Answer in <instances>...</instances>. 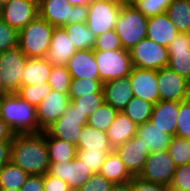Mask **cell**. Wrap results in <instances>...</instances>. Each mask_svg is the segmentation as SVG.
I'll use <instances>...</instances> for the list:
<instances>
[{"instance_id": "cell-27", "label": "cell", "mask_w": 190, "mask_h": 191, "mask_svg": "<svg viewBox=\"0 0 190 191\" xmlns=\"http://www.w3.org/2000/svg\"><path fill=\"white\" fill-rule=\"evenodd\" d=\"M99 173L113 184L124 183L133 179L115 150L107 154Z\"/></svg>"}, {"instance_id": "cell-2", "label": "cell", "mask_w": 190, "mask_h": 191, "mask_svg": "<svg viewBox=\"0 0 190 191\" xmlns=\"http://www.w3.org/2000/svg\"><path fill=\"white\" fill-rule=\"evenodd\" d=\"M0 117L14 134L43 131L37 122V108L22 100L16 93L0 97Z\"/></svg>"}, {"instance_id": "cell-16", "label": "cell", "mask_w": 190, "mask_h": 191, "mask_svg": "<svg viewBox=\"0 0 190 191\" xmlns=\"http://www.w3.org/2000/svg\"><path fill=\"white\" fill-rule=\"evenodd\" d=\"M129 78L134 96L152 104L159 101L157 70L133 67Z\"/></svg>"}, {"instance_id": "cell-40", "label": "cell", "mask_w": 190, "mask_h": 191, "mask_svg": "<svg viewBox=\"0 0 190 191\" xmlns=\"http://www.w3.org/2000/svg\"><path fill=\"white\" fill-rule=\"evenodd\" d=\"M173 0H135L131 5L147 18L165 13Z\"/></svg>"}, {"instance_id": "cell-11", "label": "cell", "mask_w": 190, "mask_h": 191, "mask_svg": "<svg viewBox=\"0 0 190 191\" xmlns=\"http://www.w3.org/2000/svg\"><path fill=\"white\" fill-rule=\"evenodd\" d=\"M176 165L168 150L150 153L139 178L143 181L161 185H169Z\"/></svg>"}, {"instance_id": "cell-56", "label": "cell", "mask_w": 190, "mask_h": 191, "mask_svg": "<svg viewBox=\"0 0 190 191\" xmlns=\"http://www.w3.org/2000/svg\"><path fill=\"white\" fill-rule=\"evenodd\" d=\"M7 93L8 92L3 88V83H2L1 77H0V97Z\"/></svg>"}, {"instance_id": "cell-39", "label": "cell", "mask_w": 190, "mask_h": 191, "mask_svg": "<svg viewBox=\"0 0 190 191\" xmlns=\"http://www.w3.org/2000/svg\"><path fill=\"white\" fill-rule=\"evenodd\" d=\"M71 76L67 66H52V71L48 79V84L52 90L63 94H69L71 85Z\"/></svg>"}, {"instance_id": "cell-37", "label": "cell", "mask_w": 190, "mask_h": 191, "mask_svg": "<svg viewBox=\"0 0 190 191\" xmlns=\"http://www.w3.org/2000/svg\"><path fill=\"white\" fill-rule=\"evenodd\" d=\"M51 88L48 83L21 86L16 94L30 105L38 107L43 99L49 94Z\"/></svg>"}, {"instance_id": "cell-48", "label": "cell", "mask_w": 190, "mask_h": 191, "mask_svg": "<svg viewBox=\"0 0 190 191\" xmlns=\"http://www.w3.org/2000/svg\"><path fill=\"white\" fill-rule=\"evenodd\" d=\"M132 191H166V186L141 180L139 177L132 179Z\"/></svg>"}, {"instance_id": "cell-31", "label": "cell", "mask_w": 190, "mask_h": 191, "mask_svg": "<svg viewBox=\"0 0 190 191\" xmlns=\"http://www.w3.org/2000/svg\"><path fill=\"white\" fill-rule=\"evenodd\" d=\"M46 144L49 162H70L76 157V146L67 141L46 136Z\"/></svg>"}, {"instance_id": "cell-55", "label": "cell", "mask_w": 190, "mask_h": 191, "mask_svg": "<svg viewBox=\"0 0 190 191\" xmlns=\"http://www.w3.org/2000/svg\"><path fill=\"white\" fill-rule=\"evenodd\" d=\"M118 3L122 5H130L132 4L135 0H116Z\"/></svg>"}, {"instance_id": "cell-14", "label": "cell", "mask_w": 190, "mask_h": 191, "mask_svg": "<svg viewBox=\"0 0 190 191\" xmlns=\"http://www.w3.org/2000/svg\"><path fill=\"white\" fill-rule=\"evenodd\" d=\"M38 15V0H13L3 5L0 18L20 31Z\"/></svg>"}, {"instance_id": "cell-44", "label": "cell", "mask_w": 190, "mask_h": 191, "mask_svg": "<svg viewBox=\"0 0 190 191\" xmlns=\"http://www.w3.org/2000/svg\"><path fill=\"white\" fill-rule=\"evenodd\" d=\"M19 31L0 18V53L18 45Z\"/></svg>"}, {"instance_id": "cell-36", "label": "cell", "mask_w": 190, "mask_h": 191, "mask_svg": "<svg viewBox=\"0 0 190 191\" xmlns=\"http://www.w3.org/2000/svg\"><path fill=\"white\" fill-rule=\"evenodd\" d=\"M92 93H103V82L101 80L72 79L69 99H75Z\"/></svg>"}, {"instance_id": "cell-29", "label": "cell", "mask_w": 190, "mask_h": 191, "mask_svg": "<svg viewBox=\"0 0 190 191\" xmlns=\"http://www.w3.org/2000/svg\"><path fill=\"white\" fill-rule=\"evenodd\" d=\"M63 28L76 50L93 49L97 36L88 29L86 23L66 24Z\"/></svg>"}, {"instance_id": "cell-19", "label": "cell", "mask_w": 190, "mask_h": 191, "mask_svg": "<svg viewBox=\"0 0 190 191\" xmlns=\"http://www.w3.org/2000/svg\"><path fill=\"white\" fill-rule=\"evenodd\" d=\"M66 66L72 79L100 80L93 49L77 50Z\"/></svg>"}, {"instance_id": "cell-5", "label": "cell", "mask_w": 190, "mask_h": 191, "mask_svg": "<svg viewBox=\"0 0 190 191\" xmlns=\"http://www.w3.org/2000/svg\"><path fill=\"white\" fill-rule=\"evenodd\" d=\"M148 18L135 7L122 5L115 31L124 49L130 51L134 45L146 38Z\"/></svg>"}, {"instance_id": "cell-20", "label": "cell", "mask_w": 190, "mask_h": 191, "mask_svg": "<svg viewBox=\"0 0 190 191\" xmlns=\"http://www.w3.org/2000/svg\"><path fill=\"white\" fill-rule=\"evenodd\" d=\"M63 27H54L51 44L45 59L52 65L66 66L76 52Z\"/></svg>"}, {"instance_id": "cell-53", "label": "cell", "mask_w": 190, "mask_h": 191, "mask_svg": "<svg viewBox=\"0 0 190 191\" xmlns=\"http://www.w3.org/2000/svg\"><path fill=\"white\" fill-rule=\"evenodd\" d=\"M93 0H67V3L71 5H86L88 6Z\"/></svg>"}, {"instance_id": "cell-23", "label": "cell", "mask_w": 190, "mask_h": 191, "mask_svg": "<svg viewBox=\"0 0 190 191\" xmlns=\"http://www.w3.org/2000/svg\"><path fill=\"white\" fill-rule=\"evenodd\" d=\"M179 32L166 13L148 18L146 38L168 47Z\"/></svg>"}, {"instance_id": "cell-26", "label": "cell", "mask_w": 190, "mask_h": 191, "mask_svg": "<svg viewBox=\"0 0 190 191\" xmlns=\"http://www.w3.org/2000/svg\"><path fill=\"white\" fill-rule=\"evenodd\" d=\"M136 135L141 138L149 152L168 150L172 136L153 126L151 122H146L137 127Z\"/></svg>"}, {"instance_id": "cell-7", "label": "cell", "mask_w": 190, "mask_h": 191, "mask_svg": "<svg viewBox=\"0 0 190 191\" xmlns=\"http://www.w3.org/2000/svg\"><path fill=\"white\" fill-rule=\"evenodd\" d=\"M88 117L76 109L70 101L62 116L44 130L45 136H52L77 146L79 134Z\"/></svg>"}, {"instance_id": "cell-58", "label": "cell", "mask_w": 190, "mask_h": 191, "mask_svg": "<svg viewBox=\"0 0 190 191\" xmlns=\"http://www.w3.org/2000/svg\"><path fill=\"white\" fill-rule=\"evenodd\" d=\"M1 1V3L3 4V5H5V4H7V3H9L10 1H13V0H0Z\"/></svg>"}, {"instance_id": "cell-59", "label": "cell", "mask_w": 190, "mask_h": 191, "mask_svg": "<svg viewBox=\"0 0 190 191\" xmlns=\"http://www.w3.org/2000/svg\"><path fill=\"white\" fill-rule=\"evenodd\" d=\"M2 9H3V4L0 1V16H1V13H2Z\"/></svg>"}, {"instance_id": "cell-21", "label": "cell", "mask_w": 190, "mask_h": 191, "mask_svg": "<svg viewBox=\"0 0 190 191\" xmlns=\"http://www.w3.org/2000/svg\"><path fill=\"white\" fill-rule=\"evenodd\" d=\"M179 112V101L159 100L153 106L149 122L170 136L176 135V120Z\"/></svg>"}, {"instance_id": "cell-57", "label": "cell", "mask_w": 190, "mask_h": 191, "mask_svg": "<svg viewBox=\"0 0 190 191\" xmlns=\"http://www.w3.org/2000/svg\"><path fill=\"white\" fill-rule=\"evenodd\" d=\"M0 191H20L19 189H0Z\"/></svg>"}, {"instance_id": "cell-42", "label": "cell", "mask_w": 190, "mask_h": 191, "mask_svg": "<svg viewBox=\"0 0 190 191\" xmlns=\"http://www.w3.org/2000/svg\"><path fill=\"white\" fill-rule=\"evenodd\" d=\"M175 136L186 139L190 138V98L179 101Z\"/></svg>"}, {"instance_id": "cell-54", "label": "cell", "mask_w": 190, "mask_h": 191, "mask_svg": "<svg viewBox=\"0 0 190 191\" xmlns=\"http://www.w3.org/2000/svg\"><path fill=\"white\" fill-rule=\"evenodd\" d=\"M166 191H187V190H184L182 188L175 187L169 184V185H166Z\"/></svg>"}, {"instance_id": "cell-25", "label": "cell", "mask_w": 190, "mask_h": 191, "mask_svg": "<svg viewBox=\"0 0 190 191\" xmlns=\"http://www.w3.org/2000/svg\"><path fill=\"white\" fill-rule=\"evenodd\" d=\"M52 66L45 58H27L22 74L21 86L47 83Z\"/></svg>"}, {"instance_id": "cell-6", "label": "cell", "mask_w": 190, "mask_h": 191, "mask_svg": "<svg viewBox=\"0 0 190 191\" xmlns=\"http://www.w3.org/2000/svg\"><path fill=\"white\" fill-rule=\"evenodd\" d=\"M98 65L100 80L105 83L110 80L128 77L133 65L130 52L124 48L110 51H94Z\"/></svg>"}, {"instance_id": "cell-38", "label": "cell", "mask_w": 190, "mask_h": 191, "mask_svg": "<svg viewBox=\"0 0 190 191\" xmlns=\"http://www.w3.org/2000/svg\"><path fill=\"white\" fill-rule=\"evenodd\" d=\"M76 157L92 171L93 174L99 173L107 154L113 150H87L86 148H76Z\"/></svg>"}, {"instance_id": "cell-34", "label": "cell", "mask_w": 190, "mask_h": 191, "mask_svg": "<svg viewBox=\"0 0 190 191\" xmlns=\"http://www.w3.org/2000/svg\"><path fill=\"white\" fill-rule=\"evenodd\" d=\"M118 112L117 109L104 102L88 117L87 124L100 131L107 132Z\"/></svg>"}, {"instance_id": "cell-43", "label": "cell", "mask_w": 190, "mask_h": 191, "mask_svg": "<svg viewBox=\"0 0 190 191\" xmlns=\"http://www.w3.org/2000/svg\"><path fill=\"white\" fill-rule=\"evenodd\" d=\"M122 48L123 47L115 29L97 36L95 45L93 46L94 51H110Z\"/></svg>"}, {"instance_id": "cell-35", "label": "cell", "mask_w": 190, "mask_h": 191, "mask_svg": "<svg viewBox=\"0 0 190 191\" xmlns=\"http://www.w3.org/2000/svg\"><path fill=\"white\" fill-rule=\"evenodd\" d=\"M168 152L176 167L190 164V141L186 138L174 136L168 146Z\"/></svg>"}, {"instance_id": "cell-13", "label": "cell", "mask_w": 190, "mask_h": 191, "mask_svg": "<svg viewBox=\"0 0 190 191\" xmlns=\"http://www.w3.org/2000/svg\"><path fill=\"white\" fill-rule=\"evenodd\" d=\"M48 173L65 181L72 191H77L93 175L89 166L77 157L70 162H50Z\"/></svg>"}, {"instance_id": "cell-18", "label": "cell", "mask_w": 190, "mask_h": 191, "mask_svg": "<svg viewBox=\"0 0 190 191\" xmlns=\"http://www.w3.org/2000/svg\"><path fill=\"white\" fill-rule=\"evenodd\" d=\"M167 48L168 67L190 81V33H179Z\"/></svg>"}, {"instance_id": "cell-52", "label": "cell", "mask_w": 190, "mask_h": 191, "mask_svg": "<svg viewBox=\"0 0 190 191\" xmlns=\"http://www.w3.org/2000/svg\"><path fill=\"white\" fill-rule=\"evenodd\" d=\"M109 191H132V180L124 183H114Z\"/></svg>"}, {"instance_id": "cell-49", "label": "cell", "mask_w": 190, "mask_h": 191, "mask_svg": "<svg viewBox=\"0 0 190 191\" xmlns=\"http://www.w3.org/2000/svg\"><path fill=\"white\" fill-rule=\"evenodd\" d=\"M20 191H44L43 175H29Z\"/></svg>"}, {"instance_id": "cell-24", "label": "cell", "mask_w": 190, "mask_h": 191, "mask_svg": "<svg viewBox=\"0 0 190 191\" xmlns=\"http://www.w3.org/2000/svg\"><path fill=\"white\" fill-rule=\"evenodd\" d=\"M137 125L122 111H119L107 131L113 150L136 135Z\"/></svg>"}, {"instance_id": "cell-3", "label": "cell", "mask_w": 190, "mask_h": 191, "mask_svg": "<svg viewBox=\"0 0 190 191\" xmlns=\"http://www.w3.org/2000/svg\"><path fill=\"white\" fill-rule=\"evenodd\" d=\"M54 27L39 15L19 31L18 46L27 58H45Z\"/></svg>"}, {"instance_id": "cell-12", "label": "cell", "mask_w": 190, "mask_h": 191, "mask_svg": "<svg viewBox=\"0 0 190 191\" xmlns=\"http://www.w3.org/2000/svg\"><path fill=\"white\" fill-rule=\"evenodd\" d=\"M159 100L184 101L190 97V81L168 66L157 70Z\"/></svg>"}, {"instance_id": "cell-32", "label": "cell", "mask_w": 190, "mask_h": 191, "mask_svg": "<svg viewBox=\"0 0 190 191\" xmlns=\"http://www.w3.org/2000/svg\"><path fill=\"white\" fill-rule=\"evenodd\" d=\"M29 174L11 161L0 168V189H19Z\"/></svg>"}, {"instance_id": "cell-45", "label": "cell", "mask_w": 190, "mask_h": 191, "mask_svg": "<svg viewBox=\"0 0 190 191\" xmlns=\"http://www.w3.org/2000/svg\"><path fill=\"white\" fill-rule=\"evenodd\" d=\"M112 185L100 173H95L77 191H109Z\"/></svg>"}, {"instance_id": "cell-17", "label": "cell", "mask_w": 190, "mask_h": 191, "mask_svg": "<svg viewBox=\"0 0 190 191\" xmlns=\"http://www.w3.org/2000/svg\"><path fill=\"white\" fill-rule=\"evenodd\" d=\"M68 94H63L55 90H50L49 94L37 107V122L44 131L65 112L69 105Z\"/></svg>"}, {"instance_id": "cell-28", "label": "cell", "mask_w": 190, "mask_h": 191, "mask_svg": "<svg viewBox=\"0 0 190 191\" xmlns=\"http://www.w3.org/2000/svg\"><path fill=\"white\" fill-rule=\"evenodd\" d=\"M76 148H86L87 150H113L107 132L100 131L88 124L82 127Z\"/></svg>"}, {"instance_id": "cell-41", "label": "cell", "mask_w": 190, "mask_h": 191, "mask_svg": "<svg viewBox=\"0 0 190 191\" xmlns=\"http://www.w3.org/2000/svg\"><path fill=\"white\" fill-rule=\"evenodd\" d=\"M70 101L76 106L82 114L89 117L104 101V93H92V95H84Z\"/></svg>"}, {"instance_id": "cell-8", "label": "cell", "mask_w": 190, "mask_h": 191, "mask_svg": "<svg viewBox=\"0 0 190 191\" xmlns=\"http://www.w3.org/2000/svg\"><path fill=\"white\" fill-rule=\"evenodd\" d=\"M121 6L116 0H93L88 5V29L96 36L115 29Z\"/></svg>"}, {"instance_id": "cell-33", "label": "cell", "mask_w": 190, "mask_h": 191, "mask_svg": "<svg viewBox=\"0 0 190 191\" xmlns=\"http://www.w3.org/2000/svg\"><path fill=\"white\" fill-rule=\"evenodd\" d=\"M153 106L154 104L134 96L121 111L139 126L149 121Z\"/></svg>"}, {"instance_id": "cell-22", "label": "cell", "mask_w": 190, "mask_h": 191, "mask_svg": "<svg viewBox=\"0 0 190 191\" xmlns=\"http://www.w3.org/2000/svg\"><path fill=\"white\" fill-rule=\"evenodd\" d=\"M104 101L121 111L134 97L130 78L124 77L103 83Z\"/></svg>"}, {"instance_id": "cell-10", "label": "cell", "mask_w": 190, "mask_h": 191, "mask_svg": "<svg viewBox=\"0 0 190 191\" xmlns=\"http://www.w3.org/2000/svg\"><path fill=\"white\" fill-rule=\"evenodd\" d=\"M26 60L27 57L18 45L0 53V77L8 93H16L21 87Z\"/></svg>"}, {"instance_id": "cell-1", "label": "cell", "mask_w": 190, "mask_h": 191, "mask_svg": "<svg viewBox=\"0 0 190 191\" xmlns=\"http://www.w3.org/2000/svg\"><path fill=\"white\" fill-rule=\"evenodd\" d=\"M10 161L29 175H44L49 169L48 147L44 131L14 134Z\"/></svg>"}, {"instance_id": "cell-4", "label": "cell", "mask_w": 190, "mask_h": 191, "mask_svg": "<svg viewBox=\"0 0 190 191\" xmlns=\"http://www.w3.org/2000/svg\"><path fill=\"white\" fill-rule=\"evenodd\" d=\"M38 10L39 16L53 27L86 23L88 18V6H73L67 3V0H38Z\"/></svg>"}, {"instance_id": "cell-15", "label": "cell", "mask_w": 190, "mask_h": 191, "mask_svg": "<svg viewBox=\"0 0 190 191\" xmlns=\"http://www.w3.org/2000/svg\"><path fill=\"white\" fill-rule=\"evenodd\" d=\"M115 151L133 177H138L142 172L150 154L148 147L144 146L141 138L137 135H134L121 146L117 147Z\"/></svg>"}, {"instance_id": "cell-51", "label": "cell", "mask_w": 190, "mask_h": 191, "mask_svg": "<svg viewBox=\"0 0 190 191\" xmlns=\"http://www.w3.org/2000/svg\"><path fill=\"white\" fill-rule=\"evenodd\" d=\"M14 133L10 130L9 126L0 117V142L12 141Z\"/></svg>"}, {"instance_id": "cell-47", "label": "cell", "mask_w": 190, "mask_h": 191, "mask_svg": "<svg viewBox=\"0 0 190 191\" xmlns=\"http://www.w3.org/2000/svg\"><path fill=\"white\" fill-rule=\"evenodd\" d=\"M44 191H72L65 181L48 172L43 175Z\"/></svg>"}, {"instance_id": "cell-30", "label": "cell", "mask_w": 190, "mask_h": 191, "mask_svg": "<svg viewBox=\"0 0 190 191\" xmlns=\"http://www.w3.org/2000/svg\"><path fill=\"white\" fill-rule=\"evenodd\" d=\"M165 13L179 33H190V0H173Z\"/></svg>"}, {"instance_id": "cell-46", "label": "cell", "mask_w": 190, "mask_h": 191, "mask_svg": "<svg viewBox=\"0 0 190 191\" xmlns=\"http://www.w3.org/2000/svg\"><path fill=\"white\" fill-rule=\"evenodd\" d=\"M170 185L190 191V164L176 167Z\"/></svg>"}, {"instance_id": "cell-50", "label": "cell", "mask_w": 190, "mask_h": 191, "mask_svg": "<svg viewBox=\"0 0 190 191\" xmlns=\"http://www.w3.org/2000/svg\"><path fill=\"white\" fill-rule=\"evenodd\" d=\"M11 144L12 141L0 142V168L10 162Z\"/></svg>"}, {"instance_id": "cell-9", "label": "cell", "mask_w": 190, "mask_h": 191, "mask_svg": "<svg viewBox=\"0 0 190 191\" xmlns=\"http://www.w3.org/2000/svg\"><path fill=\"white\" fill-rule=\"evenodd\" d=\"M129 52L133 67L159 70L168 66V48L148 38L142 39Z\"/></svg>"}]
</instances>
